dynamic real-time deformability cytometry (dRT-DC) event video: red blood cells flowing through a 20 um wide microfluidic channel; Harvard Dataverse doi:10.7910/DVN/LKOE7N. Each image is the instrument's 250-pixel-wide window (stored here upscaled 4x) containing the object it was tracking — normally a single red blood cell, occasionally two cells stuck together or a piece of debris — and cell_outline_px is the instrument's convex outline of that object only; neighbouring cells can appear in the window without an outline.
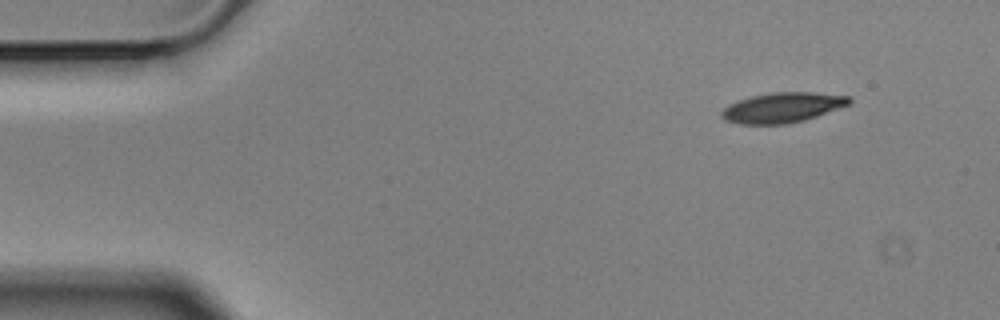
{"species": "Egyptian fruit bat (a non-hibernating species)", "species_latin": "Rousettus aegyptiacus", "temperature_condition": "cold", "stored_images_in_passage": 4, "camera_frame_rate_fps": 3000, "um_per_image_px": 0.085, "animal": {"sex": "male"}, "frame": {"image": 1, "passage_image": 1, "time_ms": 0.0, "image_size_px": [1000, 320], "cell_outline_px": [[852, 104], [804, 120], [784, 124], [740, 124], [724, 120], [720, 116], [720, 112], [724, 108], [740, 100], [752, 96], [772, 92], [812, 92], [848, 96], [852, 100]], "centroid_in_image_um": [66.52, 9.14], "position_along_channel_um": 18.5, "area_um2": 22.25}}
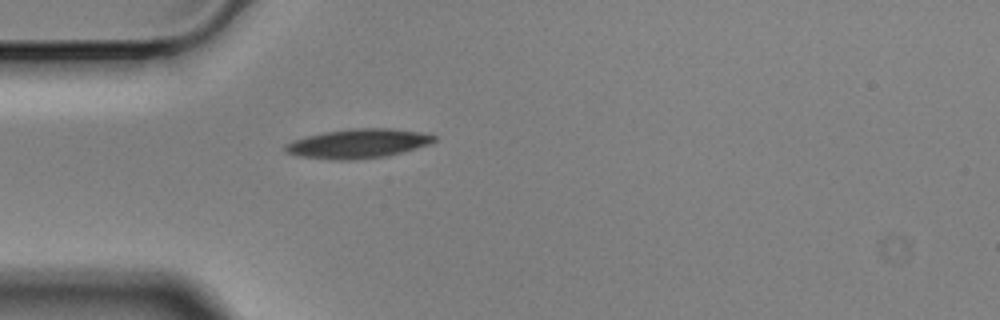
{"frame": {"image": 2, "passage_image": 4, "time_ms": 1.0, "image_size_px": [1000, 320], "cell_outline_px": [[436, 140], [428, 144], [416, 148], [388, 156], [356, 160], [332, 160], [296, 156], [284, 152], [284, 144], [292, 140], [324, 132], [352, 128], [392, 128], [420, 132], [436, 136]], "centroid_in_image_um": [30.39, 12.21], "position_along_channel_um": 54.6, "area_um2": 25.61}}